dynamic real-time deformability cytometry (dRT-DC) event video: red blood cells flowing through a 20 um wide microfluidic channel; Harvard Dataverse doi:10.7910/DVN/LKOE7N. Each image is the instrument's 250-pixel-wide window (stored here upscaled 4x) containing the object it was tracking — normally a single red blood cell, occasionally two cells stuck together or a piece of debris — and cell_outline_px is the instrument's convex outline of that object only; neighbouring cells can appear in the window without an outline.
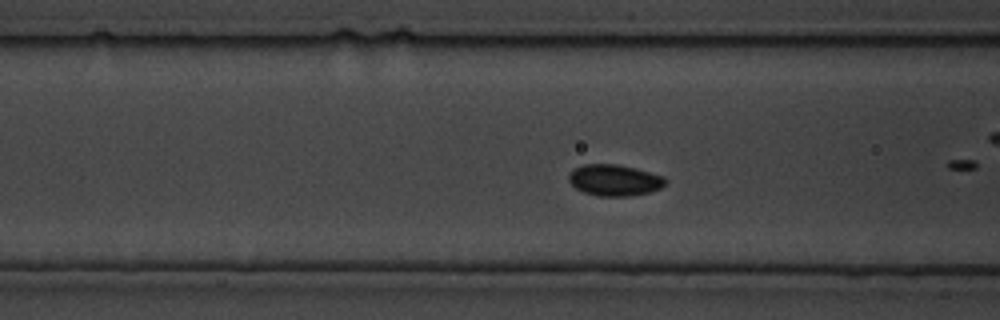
{"species": "common noctule bat (a hibernating species)", "species_latin": "Nyctalus noctula", "temperature_condition": "cold", "stored_images_in_passage": 26, "camera_frame_rate_fps": 3000, "um_per_image_px": 0.085, "animal": {"sex": "male", "body_mass_g": 19.5, "forearm_length_mm": 54.6}, "frame": {"image": 1, "passage_image": 10, "time_ms": 3.0, "image_size_px": [1000, 320], "cell_outline_px": [[668, 180], [660, 188], [648, 192], [628, 196], [600, 196], [584, 192], [576, 188], [568, 180], [568, 176], [572, 168], [584, 164], [616, 164], [636, 168], [664, 176]], "centroid_in_image_um": [52.21, 15.3], "position_along_channel_um": 114.4, "area_um2": 17.63}}
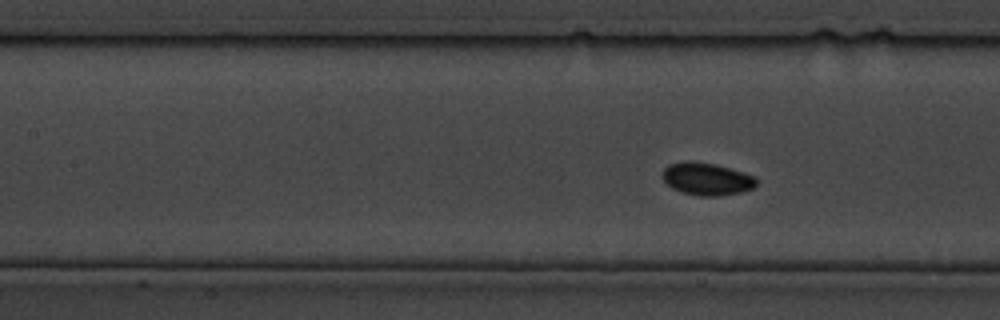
{"frame": {"image": 2, "passage_image": 16, "time_ms": 5.0, "image_size_px": [1000, 320], "cell_outline_px": [[756, 184], [752, 188], [740, 192], [720, 196], [700, 196], [680, 192], [672, 188], [664, 180], [664, 168], [668, 164], [684, 160], [696, 160], [716, 164], [744, 172], [756, 176]], "centroid_in_image_um": [60.07, 15.19], "position_along_channel_um": 147.3, "area_um2": 17.98}}
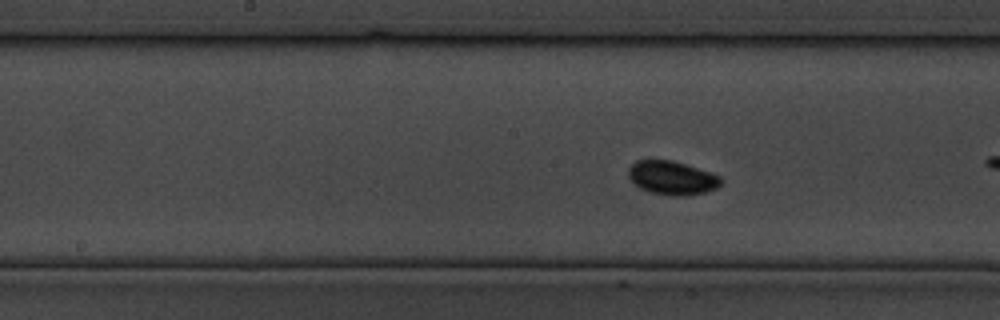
{"frame": {"image": 3, "passage_image": 24, "time_ms": 7.667, "image_size_px": [1000, 320], "cell_outline_px": [[724, 180], [716, 188], [704, 192], [684, 196], [672, 196], [652, 192], [640, 188], [628, 176], [628, 168], [636, 160], [672, 160], [720, 176]], "centroid_in_image_um": [57.11, 15.12], "position_along_channel_um": 191.1, "area_um2": 17.92}}